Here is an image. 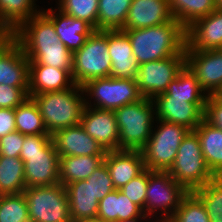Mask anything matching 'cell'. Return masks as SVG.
I'll list each match as a JSON object with an SVG mask.
<instances>
[{
	"mask_svg": "<svg viewBox=\"0 0 222 222\" xmlns=\"http://www.w3.org/2000/svg\"><path fill=\"white\" fill-rule=\"evenodd\" d=\"M29 60L12 37L0 49V84L28 87Z\"/></svg>",
	"mask_w": 222,
	"mask_h": 222,
	"instance_id": "obj_18",
	"label": "cell"
},
{
	"mask_svg": "<svg viewBox=\"0 0 222 222\" xmlns=\"http://www.w3.org/2000/svg\"><path fill=\"white\" fill-rule=\"evenodd\" d=\"M99 0H58V9L77 19L85 20L97 30Z\"/></svg>",
	"mask_w": 222,
	"mask_h": 222,
	"instance_id": "obj_36",
	"label": "cell"
},
{
	"mask_svg": "<svg viewBox=\"0 0 222 222\" xmlns=\"http://www.w3.org/2000/svg\"><path fill=\"white\" fill-rule=\"evenodd\" d=\"M119 128V150H141L148 142L155 118L152 99L126 104L114 110Z\"/></svg>",
	"mask_w": 222,
	"mask_h": 222,
	"instance_id": "obj_4",
	"label": "cell"
},
{
	"mask_svg": "<svg viewBox=\"0 0 222 222\" xmlns=\"http://www.w3.org/2000/svg\"><path fill=\"white\" fill-rule=\"evenodd\" d=\"M194 131L199 137L209 170L218 177L222 173V130L211 126L203 119Z\"/></svg>",
	"mask_w": 222,
	"mask_h": 222,
	"instance_id": "obj_27",
	"label": "cell"
},
{
	"mask_svg": "<svg viewBox=\"0 0 222 222\" xmlns=\"http://www.w3.org/2000/svg\"><path fill=\"white\" fill-rule=\"evenodd\" d=\"M132 0H99L97 30H121Z\"/></svg>",
	"mask_w": 222,
	"mask_h": 222,
	"instance_id": "obj_32",
	"label": "cell"
},
{
	"mask_svg": "<svg viewBox=\"0 0 222 222\" xmlns=\"http://www.w3.org/2000/svg\"><path fill=\"white\" fill-rule=\"evenodd\" d=\"M184 66L185 54L140 64L136 81L141 95L153 99L165 93Z\"/></svg>",
	"mask_w": 222,
	"mask_h": 222,
	"instance_id": "obj_11",
	"label": "cell"
},
{
	"mask_svg": "<svg viewBox=\"0 0 222 222\" xmlns=\"http://www.w3.org/2000/svg\"><path fill=\"white\" fill-rule=\"evenodd\" d=\"M124 31L138 64L185 54L186 29L174 18L159 26Z\"/></svg>",
	"mask_w": 222,
	"mask_h": 222,
	"instance_id": "obj_2",
	"label": "cell"
},
{
	"mask_svg": "<svg viewBox=\"0 0 222 222\" xmlns=\"http://www.w3.org/2000/svg\"><path fill=\"white\" fill-rule=\"evenodd\" d=\"M35 1L37 0H0V22L2 26L13 34L32 16L42 11V9L37 8Z\"/></svg>",
	"mask_w": 222,
	"mask_h": 222,
	"instance_id": "obj_28",
	"label": "cell"
},
{
	"mask_svg": "<svg viewBox=\"0 0 222 222\" xmlns=\"http://www.w3.org/2000/svg\"><path fill=\"white\" fill-rule=\"evenodd\" d=\"M185 65L207 95H216L222 89V49L185 50Z\"/></svg>",
	"mask_w": 222,
	"mask_h": 222,
	"instance_id": "obj_12",
	"label": "cell"
},
{
	"mask_svg": "<svg viewBox=\"0 0 222 222\" xmlns=\"http://www.w3.org/2000/svg\"><path fill=\"white\" fill-rule=\"evenodd\" d=\"M172 16L185 29L216 10L215 0H169Z\"/></svg>",
	"mask_w": 222,
	"mask_h": 222,
	"instance_id": "obj_31",
	"label": "cell"
},
{
	"mask_svg": "<svg viewBox=\"0 0 222 222\" xmlns=\"http://www.w3.org/2000/svg\"><path fill=\"white\" fill-rule=\"evenodd\" d=\"M204 120L211 126L222 130V100L217 95H208Z\"/></svg>",
	"mask_w": 222,
	"mask_h": 222,
	"instance_id": "obj_41",
	"label": "cell"
},
{
	"mask_svg": "<svg viewBox=\"0 0 222 222\" xmlns=\"http://www.w3.org/2000/svg\"><path fill=\"white\" fill-rule=\"evenodd\" d=\"M216 95L222 100V89Z\"/></svg>",
	"mask_w": 222,
	"mask_h": 222,
	"instance_id": "obj_49",
	"label": "cell"
},
{
	"mask_svg": "<svg viewBox=\"0 0 222 222\" xmlns=\"http://www.w3.org/2000/svg\"><path fill=\"white\" fill-rule=\"evenodd\" d=\"M104 162L108 167L113 186L117 190L146 169L139 150L106 151Z\"/></svg>",
	"mask_w": 222,
	"mask_h": 222,
	"instance_id": "obj_22",
	"label": "cell"
},
{
	"mask_svg": "<svg viewBox=\"0 0 222 222\" xmlns=\"http://www.w3.org/2000/svg\"><path fill=\"white\" fill-rule=\"evenodd\" d=\"M6 34H11L9 33L1 24L0 22V36L6 35Z\"/></svg>",
	"mask_w": 222,
	"mask_h": 222,
	"instance_id": "obj_47",
	"label": "cell"
},
{
	"mask_svg": "<svg viewBox=\"0 0 222 222\" xmlns=\"http://www.w3.org/2000/svg\"><path fill=\"white\" fill-rule=\"evenodd\" d=\"M149 170L145 169L137 177L130 180L119 190L122 191L133 203L138 205L144 212L146 189L148 185Z\"/></svg>",
	"mask_w": 222,
	"mask_h": 222,
	"instance_id": "obj_38",
	"label": "cell"
},
{
	"mask_svg": "<svg viewBox=\"0 0 222 222\" xmlns=\"http://www.w3.org/2000/svg\"><path fill=\"white\" fill-rule=\"evenodd\" d=\"M28 97V87L0 84V108L15 109Z\"/></svg>",
	"mask_w": 222,
	"mask_h": 222,
	"instance_id": "obj_40",
	"label": "cell"
},
{
	"mask_svg": "<svg viewBox=\"0 0 222 222\" xmlns=\"http://www.w3.org/2000/svg\"><path fill=\"white\" fill-rule=\"evenodd\" d=\"M52 140L51 134L24 135L20 154L41 153V150Z\"/></svg>",
	"mask_w": 222,
	"mask_h": 222,
	"instance_id": "obj_43",
	"label": "cell"
},
{
	"mask_svg": "<svg viewBox=\"0 0 222 222\" xmlns=\"http://www.w3.org/2000/svg\"><path fill=\"white\" fill-rule=\"evenodd\" d=\"M86 180L91 183L93 195L98 202L115 190L105 162L98 166Z\"/></svg>",
	"mask_w": 222,
	"mask_h": 222,
	"instance_id": "obj_39",
	"label": "cell"
},
{
	"mask_svg": "<svg viewBox=\"0 0 222 222\" xmlns=\"http://www.w3.org/2000/svg\"><path fill=\"white\" fill-rule=\"evenodd\" d=\"M215 5L218 10H222V0H215Z\"/></svg>",
	"mask_w": 222,
	"mask_h": 222,
	"instance_id": "obj_48",
	"label": "cell"
},
{
	"mask_svg": "<svg viewBox=\"0 0 222 222\" xmlns=\"http://www.w3.org/2000/svg\"><path fill=\"white\" fill-rule=\"evenodd\" d=\"M0 222H31L23 193L0 195Z\"/></svg>",
	"mask_w": 222,
	"mask_h": 222,
	"instance_id": "obj_35",
	"label": "cell"
},
{
	"mask_svg": "<svg viewBox=\"0 0 222 222\" xmlns=\"http://www.w3.org/2000/svg\"><path fill=\"white\" fill-rule=\"evenodd\" d=\"M150 219L149 217H147L145 214H143L141 217H136V218H133V219H129V220H122V221H118V222H139V220H143L145 222H147L148 219Z\"/></svg>",
	"mask_w": 222,
	"mask_h": 222,
	"instance_id": "obj_46",
	"label": "cell"
},
{
	"mask_svg": "<svg viewBox=\"0 0 222 222\" xmlns=\"http://www.w3.org/2000/svg\"><path fill=\"white\" fill-rule=\"evenodd\" d=\"M83 222H100V221L95 220V221H83Z\"/></svg>",
	"mask_w": 222,
	"mask_h": 222,
	"instance_id": "obj_51",
	"label": "cell"
},
{
	"mask_svg": "<svg viewBox=\"0 0 222 222\" xmlns=\"http://www.w3.org/2000/svg\"><path fill=\"white\" fill-rule=\"evenodd\" d=\"M105 155L59 157V182L63 186L87 179L104 162Z\"/></svg>",
	"mask_w": 222,
	"mask_h": 222,
	"instance_id": "obj_26",
	"label": "cell"
},
{
	"mask_svg": "<svg viewBox=\"0 0 222 222\" xmlns=\"http://www.w3.org/2000/svg\"><path fill=\"white\" fill-rule=\"evenodd\" d=\"M13 37L12 34L0 36V49Z\"/></svg>",
	"mask_w": 222,
	"mask_h": 222,
	"instance_id": "obj_45",
	"label": "cell"
},
{
	"mask_svg": "<svg viewBox=\"0 0 222 222\" xmlns=\"http://www.w3.org/2000/svg\"><path fill=\"white\" fill-rule=\"evenodd\" d=\"M24 135L18 131L11 132L0 138V155L19 157Z\"/></svg>",
	"mask_w": 222,
	"mask_h": 222,
	"instance_id": "obj_42",
	"label": "cell"
},
{
	"mask_svg": "<svg viewBox=\"0 0 222 222\" xmlns=\"http://www.w3.org/2000/svg\"><path fill=\"white\" fill-rule=\"evenodd\" d=\"M167 172L188 192L203 187L215 178L205 162L199 137L194 130H190L181 142L174 163Z\"/></svg>",
	"mask_w": 222,
	"mask_h": 222,
	"instance_id": "obj_5",
	"label": "cell"
},
{
	"mask_svg": "<svg viewBox=\"0 0 222 222\" xmlns=\"http://www.w3.org/2000/svg\"><path fill=\"white\" fill-rule=\"evenodd\" d=\"M16 131L15 110L0 108V138Z\"/></svg>",
	"mask_w": 222,
	"mask_h": 222,
	"instance_id": "obj_44",
	"label": "cell"
},
{
	"mask_svg": "<svg viewBox=\"0 0 222 222\" xmlns=\"http://www.w3.org/2000/svg\"><path fill=\"white\" fill-rule=\"evenodd\" d=\"M12 35L29 61L72 74L73 52L60 42L53 23L42 12L32 16Z\"/></svg>",
	"mask_w": 222,
	"mask_h": 222,
	"instance_id": "obj_1",
	"label": "cell"
},
{
	"mask_svg": "<svg viewBox=\"0 0 222 222\" xmlns=\"http://www.w3.org/2000/svg\"><path fill=\"white\" fill-rule=\"evenodd\" d=\"M14 110L16 131L23 135L49 134L39 108L32 97L26 98Z\"/></svg>",
	"mask_w": 222,
	"mask_h": 222,
	"instance_id": "obj_33",
	"label": "cell"
},
{
	"mask_svg": "<svg viewBox=\"0 0 222 222\" xmlns=\"http://www.w3.org/2000/svg\"><path fill=\"white\" fill-rule=\"evenodd\" d=\"M80 124L105 151L119 150V128L114 110L85 106Z\"/></svg>",
	"mask_w": 222,
	"mask_h": 222,
	"instance_id": "obj_15",
	"label": "cell"
},
{
	"mask_svg": "<svg viewBox=\"0 0 222 222\" xmlns=\"http://www.w3.org/2000/svg\"><path fill=\"white\" fill-rule=\"evenodd\" d=\"M25 188L22 159L0 155V195L23 193Z\"/></svg>",
	"mask_w": 222,
	"mask_h": 222,
	"instance_id": "obj_30",
	"label": "cell"
},
{
	"mask_svg": "<svg viewBox=\"0 0 222 222\" xmlns=\"http://www.w3.org/2000/svg\"><path fill=\"white\" fill-rule=\"evenodd\" d=\"M65 188L72 222L97 220L99 202L93 195L91 183L85 179L67 184Z\"/></svg>",
	"mask_w": 222,
	"mask_h": 222,
	"instance_id": "obj_24",
	"label": "cell"
},
{
	"mask_svg": "<svg viewBox=\"0 0 222 222\" xmlns=\"http://www.w3.org/2000/svg\"><path fill=\"white\" fill-rule=\"evenodd\" d=\"M168 222H210L202 201L189 192Z\"/></svg>",
	"mask_w": 222,
	"mask_h": 222,
	"instance_id": "obj_37",
	"label": "cell"
},
{
	"mask_svg": "<svg viewBox=\"0 0 222 222\" xmlns=\"http://www.w3.org/2000/svg\"><path fill=\"white\" fill-rule=\"evenodd\" d=\"M83 96V97H82ZM36 102L49 134L80 123L85 99L82 86L32 96Z\"/></svg>",
	"mask_w": 222,
	"mask_h": 222,
	"instance_id": "obj_3",
	"label": "cell"
},
{
	"mask_svg": "<svg viewBox=\"0 0 222 222\" xmlns=\"http://www.w3.org/2000/svg\"><path fill=\"white\" fill-rule=\"evenodd\" d=\"M74 84L72 74L68 70L29 61V97L40 93L62 91Z\"/></svg>",
	"mask_w": 222,
	"mask_h": 222,
	"instance_id": "obj_23",
	"label": "cell"
},
{
	"mask_svg": "<svg viewBox=\"0 0 222 222\" xmlns=\"http://www.w3.org/2000/svg\"><path fill=\"white\" fill-rule=\"evenodd\" d=\"M193 193L202 201L210 222H222V182L215 177Z\"/></svg>",
	"mask_w": 222,
	"mask_h": 222,
	"instance_id": "obj_34",
	"label": "cell"
},
{
	"mask_svg": "<svg viewBox=\"0 0 222 222\" xmlns=\"http://www.w3.org/2000/svg\"><path fill=\"white\" fill-rule=\"evenodd\" d=\"M152 101L156 119L180 124L189 130H195L204 119L205 104L190 103L188 98H170L161 93Z\"/></svg>",
	"mask_w": 222,
	"mask_h": 222,
	"instance_id": "obj_14",
	"label": "cell"
},
{
	"mask_svg": "<svg viewBox=\"0 0 222 222\" xmlns=\"http://www.w3.org/2000/svg\"><path fill=\"white\" fill-rule=\"evenodd\" d=\"M155 121H158L157 129L153 128L148 142L140 151L146 169L168 171L174 163L181 142L190 130L180 124L159 119Z\"/></svg>",
	"mask_w": 222,
	"mask_h": 222,
	"instance_id": "obj_7",
	"label": "cell"
},
{
	"mask_svg": "<svg viewBox=\"0 0 222 222\" xmlns=\"http://www.w3.org/2000/svg\"><path fill=\"white\" fill-rule=\"evenodd\" d=\"M51 136L59 157L106 154L105 149L85 132L80 123L57 130Z\"/></svg>",
	"mask_w": 222,
	"mask_h": 222,
	"instance_id": "obj_17",
	"label": "cell"
},
{
	"mask_svg": "<svg viewBox=\"0 0 222 222\" xmlns=\"http://www.w3.org/2000/svg\"><path fill=\"white\" fill-rule=\"evenodd\" d=\"M222 48V10H214L186 28L185 50H214Z\"/></svg>",
	"mask_w": 222,
	"mask_h": 222,
	"instance_id": "obj_16",
	"label": "cell"
},
{
	"mask_svg": "<svg viewBox=\"0 0 222 222\" xmlns=\"http://www.w3.org/2000/svg\"><path fill=\"white\" fill-rule=\"evenodd\" d=\"M143 210L122 191L115 189L99 201L97 221L118 222L141 217Z\"/></svg>",
	"mask_w": 222,
	"mask_h": 222,
	"instance_id": "obj_25",
	"label": "cell"
},
{
	"mask_svg": "<svg viewBox=\"0 0 222 222\" xmlns=\"http://www.w3.org/2000/svg\"><path fill=\"white\" fill-rule=\"evenodd\" d=\"M111 64L108 30H95L85 44L73 52V81L76 85L82 86L95 78L110 77Z\"/></svg>",
	"mask_w": 222,
	"mask_h": 222,
	"instance_id": "obj_6",
	"label": "cell"
},
{
	"mask_svg": "<svg viewBox=\"0 0 222 222\" xmlns=\"http://www.w3.org/2000/svg\"><path fill=\"white\" fill-rule=\"evenodd\" d=\"M54 25L59 40L72 52L80 49L95 29L85 20L77 19L52 8L41 11Z\"/></svg>",
	"mask_w": 222,
	"mask_h": 222,
	"instance_id": "obj_21",
	"label": "cell"
},
{
	"mask_svg": "<svg viewBox=\"0 0 222 222\" xmlns=\"http://www.w3.org/2000/svg\"><path fill=\"white\" fill-rule=\"evenodd\" d=\"M170 98H188L194 104H206L207 93L201 88L196 76L185 65L172 80L165 92Z\"/></svg>",
	"mask_w": 222,
	"mask_h": 222,
	"instance_id": "obj_29",
	"label": "cell"
},
{
	"mask_svg": "<svg viewBox=\"0 0 222 222\" xmlns=\"http://www.w3.org/2000/svg\"><path fill=\"white\" fill-rule=\"evenodd\" d=\"M108 52L111 64V77L136 79L139 64L133 55L128 35L121 30H108Z\"/></svg>",
	"mask_w": 222,
	"mask_h": 222,
	"instance_id": "obj_19",
	"label": "cell"
},
{
	"mask_svg": "<svg viewBox=\"0 0 222 222\" xmlns=\"http://www.w3.org/2000/svg\"><path fill=\"white\" fill-rule=\"evenodd\" d=\"M82 89L85 97L87 95L90 99L88 101L85 99V106L92 108L115 110L143 98L138 89L136 79H123L111 76L95 78L82 85ZM92 99H94L93 103H91Z\"/></svg>",
	"mask_w": 222,
	"mask_h": 222,
	"instance_id": "obj_9",
	"label": "cell"
},
{
	"mask_svg": "<svg viewBox=\"0 0 222 222\" xmlns=\"http://www.w3.org/2000/svg\"><path fill=\"white\" fill-rule=\"evenodd\" d=\"M172 19L169 0H132L121 30L159 26Z\"/></svg>",
	"mask_w": 222,
	"mask_h": 222,
	"instance_id": "obj_20",
	"label": "cell"
},
{
	"mask_svg": "<svg viewBox=\"0 0 222 222\" xmlns=\"http://www.w3.org/2000/svg\"><path fill=\"white\" fill-rule=\"evenodd\" d=\"M31 222H72L65 186L26 187L23 191Z\"/></svg>",
	"mask_w": 222,
	"mask_h": 222,
	"instance_id": "obj_10",
	"label": "cell"
},
{
	"mask_svg": "<svg viewBox=\"0 0 222 222\" xmlns=\"http://www.w3.org/2000/svg\"><path fill=\"white\" fill-rule=\"evenodd\" d=\"M217 178L222 182V173Z\"/></svg>",
	"mask_w": 222,
	"mask_h": 222,
	"instance_id": "obj_50",
	"label": "cell"
},
{
	"mask_svg": "<svg viewBox=\"0 0 222 222\" xmlns=\"http://www.w3.org/2000/svg\"><path fill=\"white\" fill-rule=\"evenodd\" d=\"M24 162L26 187L49 186L59 182V154L51 140L41 153L20 154Z\"/></svg>",
	"mask_w": 222,
	"mask_h": 222,
	"instance_id": "obj_13",
	"label": "cell"
},
{
	"mask_svg": "<svg viewBox=\"0 0 222 222\" xmlns=\"http://www.w3.org/2000/svg\"><path fill=\"white\" fill-rule=\"evenodd\" d=\"M188 193L167 171L149 170L144 214L153 220L159 211L161 219L157 217L153 222H168Z\"/></svg>",
	"mask_w": 222,
	"mask_h": 222,
	"instance_id": "obj_8",
	"label": "cell"
}]
</instances>
